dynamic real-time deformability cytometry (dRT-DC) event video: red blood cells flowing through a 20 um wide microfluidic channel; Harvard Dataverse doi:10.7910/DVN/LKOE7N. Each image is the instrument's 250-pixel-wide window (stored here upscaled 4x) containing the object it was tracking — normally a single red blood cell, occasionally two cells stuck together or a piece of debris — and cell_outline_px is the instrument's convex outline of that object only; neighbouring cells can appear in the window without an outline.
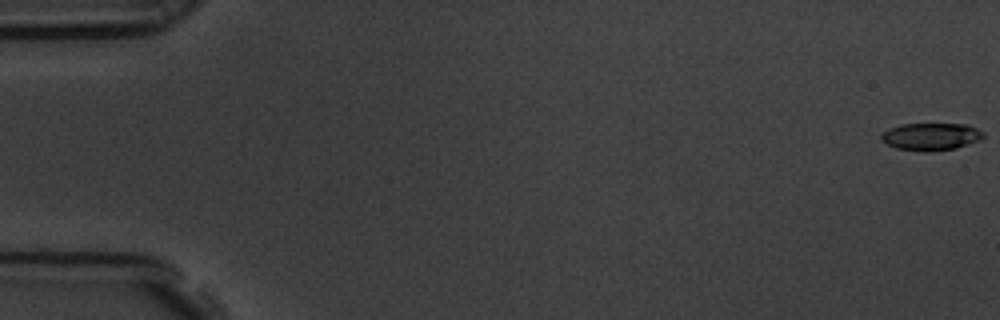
{"species": "common noctule bat (a hibernating species)", "species_latin": "Nyctalus noctula", "temperature_condition": "room temperature", "stored_images_in_passage": 58, "camera_frame_rate_fps": 3000, "um_per_image_px": 0.085, "animal": {"sex": "male", "body_mass_g": 19.5, "forearm_length_mm": 54.6}, "frame": {"image": 1, "passage_image": 1, "time_ms": 0.0, "image_size_px": [1000, 320], "cell_outline_px": [[984, 136], [980, 140], [956, 148], [928, 152], [924, 152], [896, 148], [880, 140], [880, 136], [888, 128], [900, 124], [968, 124], [984, 132]], "centroid_in_image_um": [79.13, 11.61], "position_along_channel_um": 5.9, "area_um2": 16.42}}
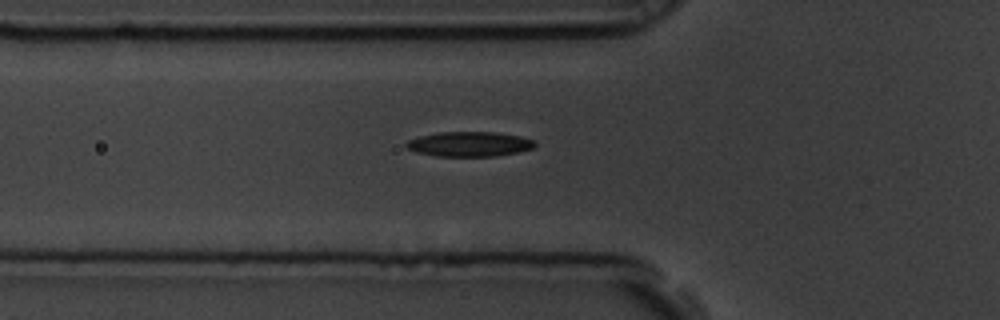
{"frame": {"image": 2, "passage_image": 21, "time_ms": 6.667, "image_size_px": [1000, 320], "cell_outline_px": [[536, 144], [532, 148], [516, 152], [496, 156], [436, 156], [416, 152], [404, 148], [404, 144], [408, 140], [420, 136], [440, 132], [492, 132], [520, 136], [536, 140]], "centroid_in_image_um": [39.86, 12.25], "position_along_channel_um": 85.9, "area_um2": 18.61}}
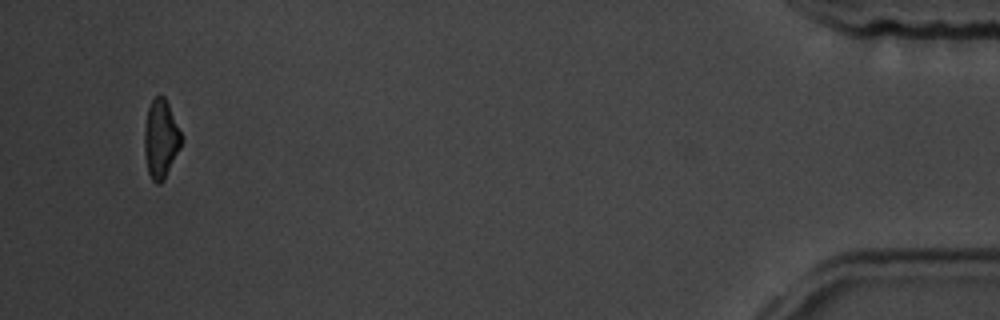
{"frame": {"image": 3, "passage_image": 56, "time_ms": 18.333, "image_size_px": [1000, 320], "cell_outline_px": [[184, 140], [164, 180], [160, 184], [156, 184], [152, 180], [148, 172], [144, 152], [144, 128], [148, 108], [152, 100], [156, 96], [164, 96], [168, 104]], "centroid_in_image_um": [13.66, 11.84], "position_along_channel_um": 421.5, "area_um2": 16.94}, "authors_computed_cell_mechanics": {"area_um2": 17.7157, "velocity_mm_per_s": 3.5594, "shape_relaxation_time_tau1_ms": 4.2762, "shape_relaxation_time_tau2_ms": 8.2215, "deformation_change_tau1": 0.1288, "deformation_change_tau2": 0.1649}}